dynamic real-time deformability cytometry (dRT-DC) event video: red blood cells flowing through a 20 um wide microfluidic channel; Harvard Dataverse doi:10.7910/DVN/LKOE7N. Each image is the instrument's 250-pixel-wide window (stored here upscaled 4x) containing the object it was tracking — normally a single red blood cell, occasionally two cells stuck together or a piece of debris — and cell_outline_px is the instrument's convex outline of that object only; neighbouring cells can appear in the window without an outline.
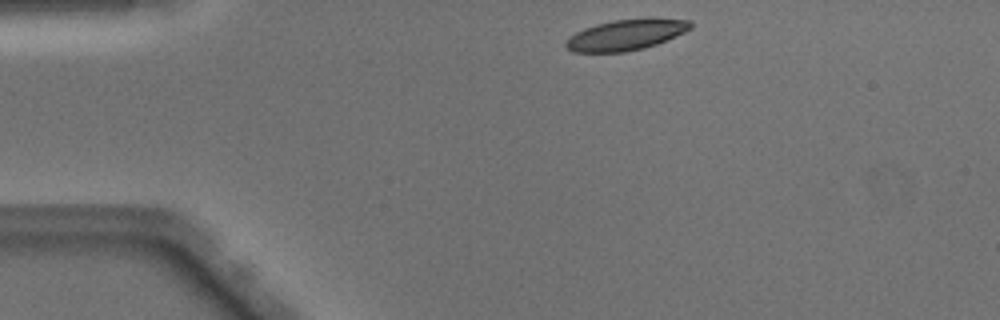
{"species": "Egyptian fruit bat (a non-hibernating species)", "species_latin": "Rousettus aegyptiacus", "temperature_condition": "warm", "stored_images_in_passage": 41, "camera_frame_rate_fps": 3000, "um_per_image_px": 0.085, "animal": {"sex": "male"}, "frame": {"image": 1, "passage_image": 1, "time_ms": 0.0, "image_size_px": [1000, 320], "cell_outline_px": [[692, 28], [684, 32], [656, 44], [644, 48], [624, 52], [572, 52], [564, 44], [564, 40], [568, 36], [584, 28], [596, 24], [612, 20], [688, 20], [692, 24]], "centroid_in_image_um": [53.09, 3.0], "position_along_channel_um": 31.9, "area_um2": 21.73}}
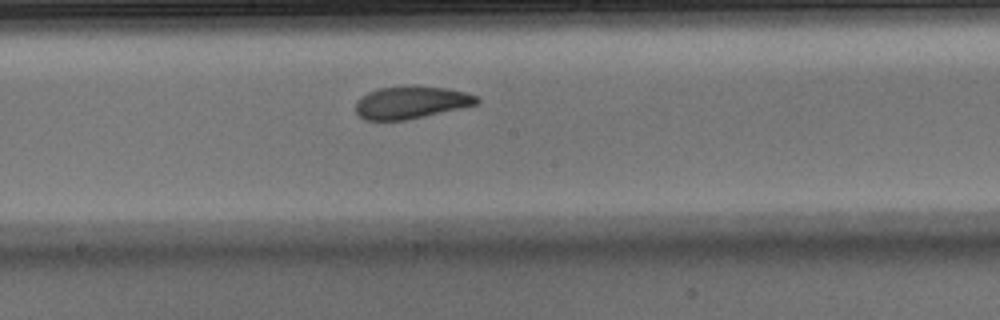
{"frame": {"image": 2, "passage_image": 18, "time_ms": 5.667, "image_size_px": [1000, 320], "cell_outline_px": [[480, 100], [476, 104], [460, 108], [424, 116], [404, 120], [364, 120], [356, 112], [356, 104], [360, 96], [368, 92], [380, 88], [404, 84], [416, 84], [448, 88], [468, 92], [476, 96]], "centroid_in_image_um": [34.94, 8.67], "position_along_channel_um": 213.3, "area_um2": 23.29}}
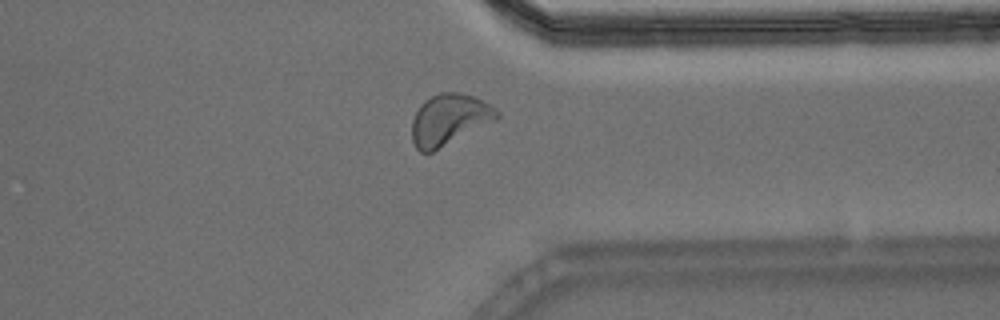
{"frame": {"image": 3, "passage_image": 30, "time_ms": 9.667, "image_size_px": [1000, 320], "cell_outline_px": [[500, 116], [432, 152], [420, 152], [416, 148], [412, 140], [412, 120], [420, 104], [424, 100], [440, 92], [460, 92], [472, 96], [492, 104], [500, 112]], "centroid_in_image_um": [38.15, 10.13], "position_along_channel_um": 373.3, "area_um2": 24.85}, "authors_computed_cell_mechanics": {"area_um2": 23.5246, "velocity_mm_per_s": 4.0615, "shape_relaxation_time_tau1_ms": 4.7985, "shape_relaxation_time_tau2_ms": 1.7993, "deformation_change_tau1": 0.1655, "deformation_change_tau2": 0.0674}}